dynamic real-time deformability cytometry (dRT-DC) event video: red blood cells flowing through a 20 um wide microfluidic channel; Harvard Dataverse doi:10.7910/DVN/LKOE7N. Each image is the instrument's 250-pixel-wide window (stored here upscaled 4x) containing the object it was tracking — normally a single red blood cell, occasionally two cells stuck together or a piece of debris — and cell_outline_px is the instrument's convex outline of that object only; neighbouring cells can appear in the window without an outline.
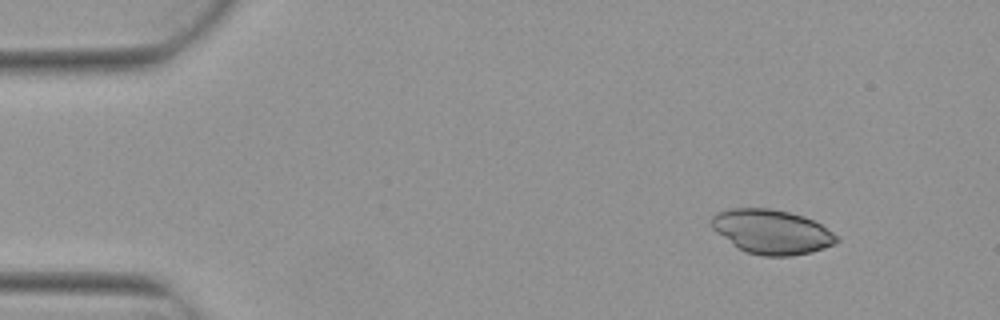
{"species": "Egyptian fruit bat (a non-hibernating species)", "species_latin": "Rousettus aegyptiacus", "temperature_condition": "warm", "stored_images_in_passage": 6, "camera_frame_rate_fps": 3000, "um_per_image_px": 0.085, "animal": {"sex": "female"}, "frame": {"image": 1, "passage_image": 1, "time_ms": 0.0, "image_size_px": [1000, 320], "cell_outline_px": [[840, 240], [836, 244], [812, 252], [792, 256], [764, 256], [744, 252], [736, 248], [716, 232], [712, 228], [708, 220], [716, 212], [732, 208], [772, 208], [804, 216], [820, 224], [840, 236]], "centroid_in_image_um": [65.58, 19.7], "position_along_channel_um": 19.4, "area_um2": 32.89}}
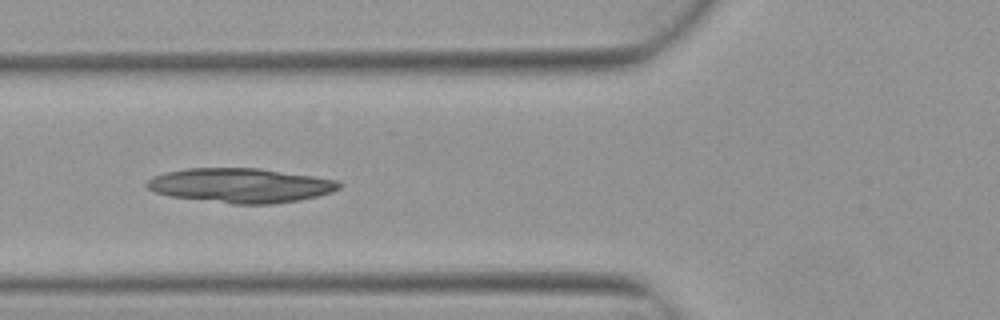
{"frame": {"image": 2, "passage_image": 5, "time_ms": 1.333, "image_size_px": [1000, 320], "cell_outline_px": [[344, 184], [340, 188], [332, 192], [300, 200], [272, 204], [232, 204], [168, 196], [156, 192], [148, 188], [144, 184], [152, 176], [164, 172], [184, 168], [260, 168], [312, 176], [336, 180]], "centroid_in_image_um": [20.42, 15.76], "position_along_channel_um": 105.4, "area_um2": 38.84}}
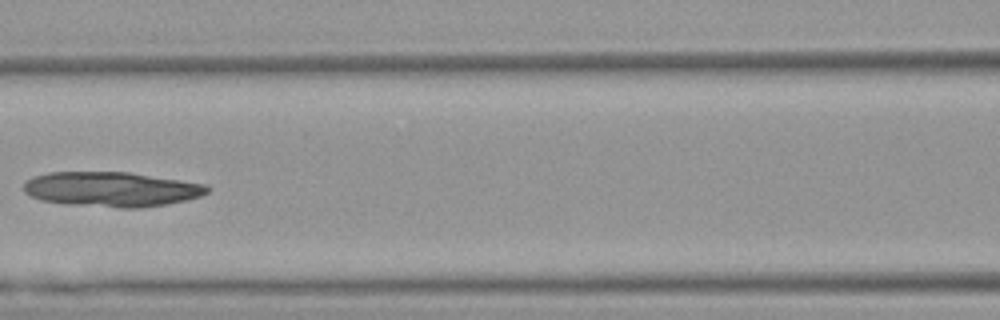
{"frame": {"image": 3, "passage_image": 6, "time_ms": 1.667, "image_size_px": [1000, 320], "cell_outline_px": [[208, 192], [200, 196], [168, 204], [140, 208], [120, 208], [68, 204], [40, 200], [24, 192], [24, 184], [32, 176], [48, 172], [128, 172], [180, 180], [204, 184], [208, 188]], "centroid_in_image_um": [9.44, 16.09], "position_along_channel_um": 157.2, "area_um2": 37.11}}